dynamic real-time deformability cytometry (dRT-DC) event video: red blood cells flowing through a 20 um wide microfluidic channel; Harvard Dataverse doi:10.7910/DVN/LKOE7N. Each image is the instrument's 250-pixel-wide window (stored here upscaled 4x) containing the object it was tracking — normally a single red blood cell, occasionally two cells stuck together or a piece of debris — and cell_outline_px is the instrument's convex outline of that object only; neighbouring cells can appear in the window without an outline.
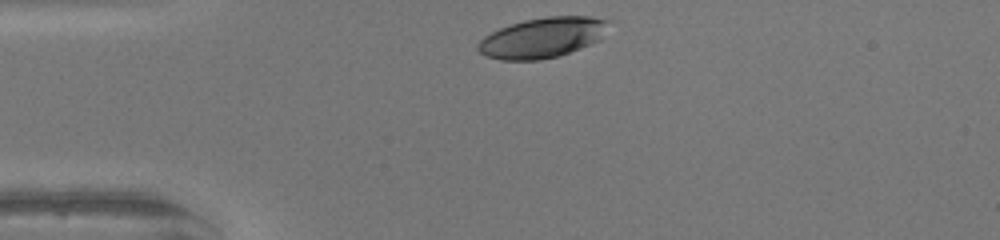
{"species": "human", "species_latin": "Homo sapiens", "temperature_condition": "warm", "stored_images_in_passage": 29, "camera_frame_rate_fps": 3000, "um_per_image_px": 0.085, "donor": {"sex": "female"}, "frame": {"image": 1, "passage_image": 1, "time_ms": 0.0, "image_size_px": [1000, 240], "cell_outline_px": [[612, 20], [600, 40], [560, 56], [540, 60], [500, 60], [488, 56], [480, 52], [476, 48], [476, 44], [484, 36], [500, 28], [524, 20], [548, 16], [588, 16]], "centroid_in_image_um": [46.13, 3.2], "position_along_channel_um": 38.9, "area_um2": 30.75}}
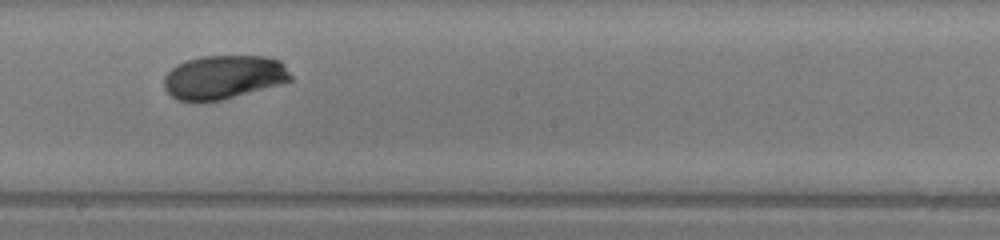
{"frame": {"image": 2, "passage_image": 17, "time_ms": 5.333, "image_size_px": [1000, 240], "cell_outline_px": [[292, 80], [280, 84], [220, 100], [196, 104], [176, 100], [164, 88], [164, 76], [176, 64], [200, 56], [268, 56], [280, 60], [284, 64], [292, 76]], "centroid_in_image_um": [18.98, 6.57], "position_along_channel_um": 229.2, "area_um2": 32.71}}
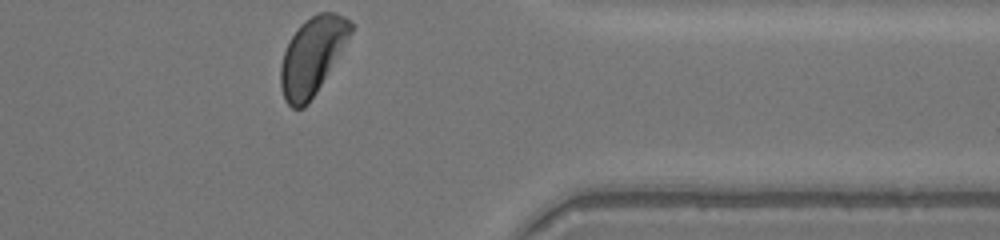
{"frame": {"image": 3, "passage_image": 29, "time_ms": 9.333, "image_size_px": [1000, 240], "cell_outline_px": [[352, 32], [316, 92], [308, 104], [304, 108], [292, 108], [284, 100], [280, 84], [280, 68], [284, 52], [292, 36], [300, 24], [304, 20], [320, 12], [336, 12], [344, 16], [352, 24]], "centroid_in_image_um": [26.51, 4.76], "position_along_channel_um": 384.9, "area_um2": 31.04}, "authors_computed_cell_mechanics": {"area_um2": 31.6744, "velocity_mm_per_s": 4.2332, "shape_relaxation_time_tau1_ms": 2.4955, "shape_relaxation_time_tau2_ms": null, "deformation_change_tau1": 0.1142, "deformation_change_tau2": null}}